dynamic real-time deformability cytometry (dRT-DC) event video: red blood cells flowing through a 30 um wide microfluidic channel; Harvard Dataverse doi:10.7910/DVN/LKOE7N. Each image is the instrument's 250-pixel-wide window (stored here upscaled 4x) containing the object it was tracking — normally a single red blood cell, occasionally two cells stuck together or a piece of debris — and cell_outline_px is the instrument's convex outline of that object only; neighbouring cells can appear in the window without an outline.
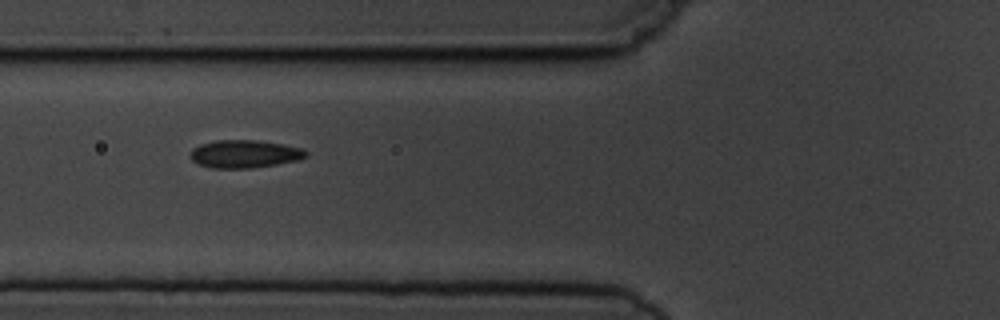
{"species": "common noctule bat (a hibernating species)", "species_latin": "Nyctalus noctula", "temperature_condition": "cold", "stored_images_in_passage": 10, "camera_frame_rate_fps": 3000, "um_per_image_px": 0.085, "animal": {"sex": "male", "body_mass_g": 19.5, "forearm_length_mm": 54.6}, "frame": {"image": 1, "passage_image": 7, "time_ms": 6.667, "image_size_px": [1000, 320], "cell_outline_px": [[308, 156], [300, 160], [252, 168], [212, 168], [200, 164], [192, 160], [188, 156], [192, 148], [200, 144], [216, 140], [256, 140], [284, 144], [304, 148], [308, 152]], "centroid_in_image_um": [20.81, 13.08], "position_along_channel_um": 105.0, "area_um2": 19.02}}
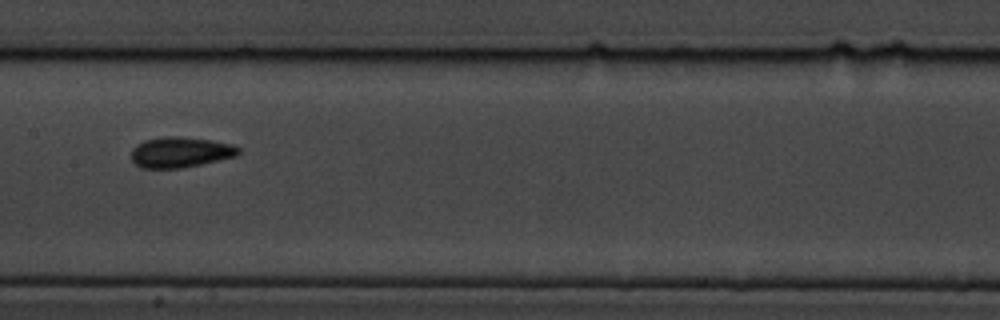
{"frame": {"image": 2, "passage_image": 9, "time_ms": 9.0, "image_size_px": [1000, 320], "cell_outline_px": [[240, 152], [236, 156], [200, 164], [180, 168], [140, 168], [132, 160], [132, 148], [136, 144], [144, 140], [164, 136], [180, 136], [212, 140], [232, 144], [240, 148]], "centroid_in_image_um": [15.32, 12.92], "position_along_channel_um": 192.1, "area_um2": 19.13}}
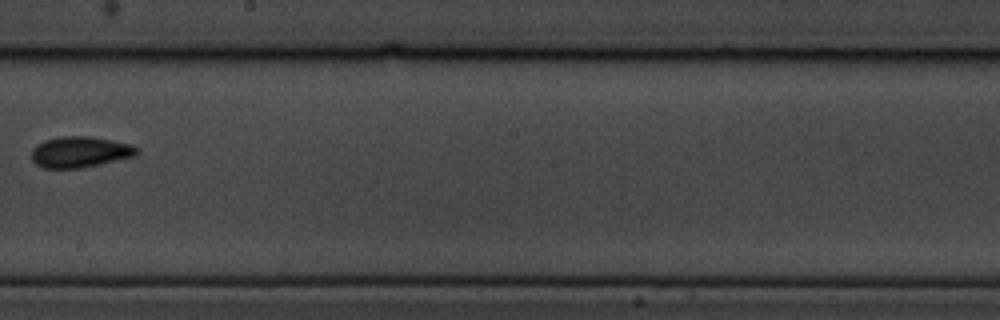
{"frame": {"image": 3, "passage_image": 10, "time_ms": 10.333, "image_size_px": [1000, 320], "cell_outline_px": [[140, 152], [136, 156], [76, 168], [44, 168], [36, 164], [32, 160], [32, 148], [36, 144], [44, 140], [56, 136], [88, 136], [132, 144]], "centroid_in_image_um": [6.76, 12.9], "position_along_channel_um": 241.4, "area_um2": 18.9}}